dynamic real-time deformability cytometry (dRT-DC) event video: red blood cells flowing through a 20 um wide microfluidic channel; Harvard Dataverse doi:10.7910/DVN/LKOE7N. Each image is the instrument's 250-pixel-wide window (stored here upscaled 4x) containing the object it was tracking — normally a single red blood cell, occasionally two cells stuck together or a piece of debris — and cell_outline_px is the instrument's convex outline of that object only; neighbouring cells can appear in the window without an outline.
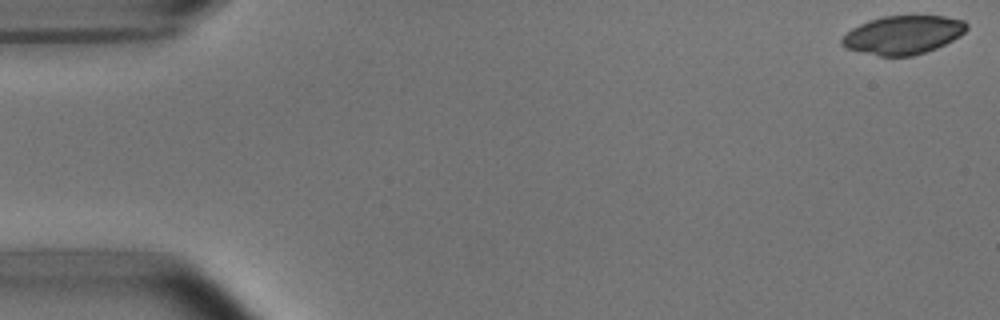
{"species": "common noctule bat (a hibernating species)", "species_latin": "Nyctalus noctula", "temperature_condition": "room temperature", "stored_images_in_passage": 4, "camera_frame_rate_fps": 3000, "um_per_image_px": 0.085, "animal": {"sex": "male", "body_mass_g": 15.6}, "frame": {"image": 1, "passage_image": 1, "time_ms": 0.0, "image_size_px": [1000, 320], "cell_outline_px": [[968, 28], [960, 36], [936, 48], [912, 56], [880, 56], [844, 48], [840, 44], [840, 40], [852, 28], [868, 20], [884, 16], [944, 16], [964, 20], [968, 24]], "centroid_in_image_um": [76.75, 2.96], "position_along_channel_um": 8.2, "area_um2": 27.98}}
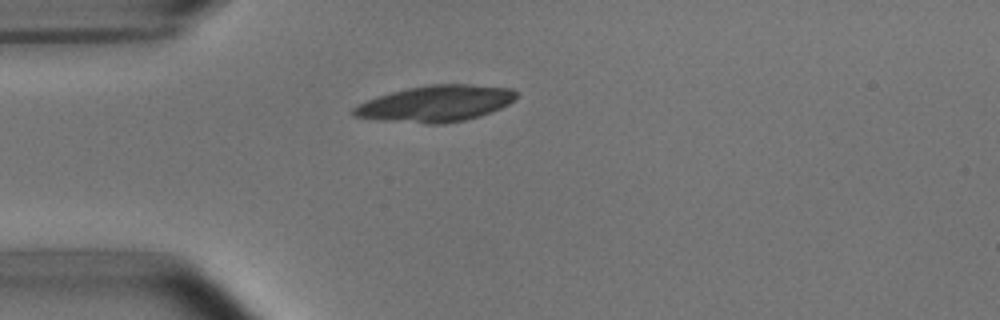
{"frame": {"image": 2, "passage_image": 4, "time_ms": 4.333, "image_size_px": [1000, 320], "cell_outline_px": [[516, 100], [500, 108], [480, 116], [464, 120], [444, 124], [424, 124], [376, 120], [352, 116], [352, 108], [376, 96], [408, 88], [428, 84], [468, 84], [512, 88], [516, 92]], "centroid_in_image_um": [37.03, 8.81], "position_along_channel_um": 48.0, "area_um2": 34.56}}